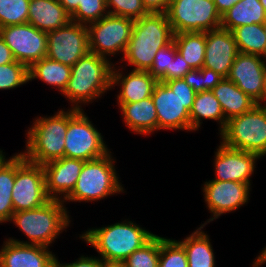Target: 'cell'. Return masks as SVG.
I'll list each match as a JSON object with an SVG mask.
<instances>
[{"label":"cell","instance_id":"obj_1","mask_svg":"<svg viewBox=\"0 0 266 267\" xmlns=\"http://www.w3.org/2000/svg\"><path fill=\"white\" fill-rule=\"evenodd\" d=\"M112 66L109 59L89 51L71 67L70 79L62 95L72 103V109L82 110V104H90L111 90Z\"/></svg>","mask_w":266,"mask_h":267},{"label":"cell","instance_id":"obj_2","mask_svg":"<svg viewBox=\"0 0 266 267\" xmlns=\"http://www.w3.org/2000/svg\"><path fill=\"white\" fill-rule=\"evenodd\" d=\"M173 31L166 13H148L134 20L131 38L121 61L133 70L148 71L160 48L173 40Z\"/></svg>","mask_w":266,"mask_h":267},{"label":"cell","instance_id":"obj_3","mask_svg":"<svg viewBox=\"0 0 266 267\" xmlns=\"http://www.w3.org/2000/svg\"><path fill=\"white\" fill-rule=\"evenodd\" d=\"M154 235L136 223L124 220L86 230L79 238L94 247L105 263H122Z\"/></svg>","mask_w":266,"mask_h":267},{"label":"cell","instance_id":"obj_4","mask_svg":"<svg viewBox=\"0 0 266 267\" xmlns=\"http://www.w3.org/2000/svg\"><path fill=\"white\" fill-rule=\"evenodd\" d=\"M62 200L50 199L41 207L14 212L10 221L30 240L8 238L20 243L48 247L70 225V216Z\"/></svg>","mask_w":266,"mask_h":267},{"label":"cell","instance_id":"obj_5","mask_svg":"<svg viewBox=\"0 0 266 267\" xmlns=\"http://www.w3.org/2000/svg\"><path fill=\"white\" fill-rule=\"evenodd\" d=\"M31 126L26 132V151L21 152L27 161L43 166L64 157L68 111L60 109L53 116L36 117Z\"/></svg>","mask_w":266,"mask_h":267},{"label":"cell","instance_id":"obj_6","mask_svg":"<svg viewBox=\"0 0 266 267\" xmlns=\"http://www.w3.org/2000/svg\"><path fill=\"white\" fill-rule=\"evenodd\" d=\"M196 92L183 78L158 81L152 100L156 108L158 130L191 131L190 111Z\"/></svg>","mask_w":266,"mask_h":267},{"label":"cell","instance_id":"obj_7","mask_svg":"<svg viewBox=\"0 0 266 267\" xmlns=\"http://www.w3.org/2000/svg\"><path fill=\"white\" fill-rule=\"evenodd\" d=\"M115 161L111 152L100 158L85 161L74 189L63 203L100 201L116 193H124L125 189L116 173Z\"/></svg>","mask_w":266,"mask_h":267},{"label":"cell","instance_id":"obj_8","mask_svg":"<svg viewBox=\"0 0 266 267\" xmlns=\"http://www.w3.org/2000/svg\"><path fill=\"white\" fill-rule=\"evenodd\" d=\"M220 138L227 147L265 156L266 106L257 104L252 110L229 119Z\"/></svg>","mask_w":266,"mask_h":267},{"label":"cell","instance_id":"obj_9","mask_svg":"<svg viewBox=\"0 0 266 267\" xmlns=\"http://www.w3.org/2000/svg\"><path fill=\"white\" fill-rule=\"evenodd\" d=\"M64 157L84 161L100 158L110 152L100 131L89 120L83 109H68V128Z\"/></svg>","mask_w":266,"mask_h":267},{"label":"cell","instance_id":"obj_10","mask_svg":"<svg viewBox=\"0 0 266 267\" xmlns=\"http://www.w3.org/2000/svg\"><path fill=\"white\" fill-rule=\"evenodd\" d=\"M11 196L14 212L35 209L50 200L43 166L27 161L21 152L15 153V183Z\"/></svg>","mask_w":266,"mask_h":267},{"label":"cell","instance_id":"obj_11","mask_svg":"<svg viewBox=\"0 0 266 267\" xmlns=\"http://www.w3.org/2000/svg\"><path fill=\"white\" fill-rule=\"evenodd\" d=\"M166 15L174 34L221 27V16L214 0H171Z\"/></svg>","mask_w":266,"mask_h":267},{"label":"cell","instance_id":"obj_12","mask_svg":"<svg viewBox=\"0 0 266 267\" xmlns=\"http://www.w3.org/2000/svg\"><path fill=\"white\" fill-rule=\"evenodd\" d=\"M133 25L134 20L131 18L110 14L88 24L89 51L106 59L121 52L124 57Z\"/></svg>","mask_w":266,"mask_h":267},{"label":"cell","instance_id":"obj_13","mask_svg":"<svg viewBox=\"0 0 266 267\" xmlns=\"http://www.w3.org/2000/svg\"><path fill=\"white\" fill-rule=\"evenodd\" d=\"M89 52L88 29L84 24L70 22L47 32L46 57L72 67Z\"/></svg>","mask_w":266,"mask_h":267},{"label":"cell","instance_id":"obj_14","mask_svg":"<svg viewBox=\"0 0 266 267\" xmlns=\"http://www.w3.org/2000/svg\"><path fill=\"white\" fill-rule=\"evenodd\" d=\"M0 36L11 49L15 60L28 68L46 57L47 32L38 30L28 22L0 28Z\"/></svg>","mask_w":266,"mask_h":267},{"label":"cell","instance_id":"obj_15","mask_svg":"<svg viewBox=\"0 0 266 267\" xmlns=\"http://www.w3.org/2000/svg\"><path fill=\"white\" fill-rule=\"evenodd\" d=\"M205 203L212 213L204 224L218 219L222 214L237 210L250 200V185L236 181L209 180L203 184Z\"/></svg>","mask_w":266,"mask_h":267},{"label":"cell","instance_id":"obj_16","mask_svg":"<svg viewBox=\"0 0 266 267\" xmlns=\"http://www.w3.org/2000/svg\"><path fill=\"white\" fill-rule=\"evenodd\" d=\"M204 70L214 78H227L230 68L239 54L232 31L217 28L205 32Z\"/></svg>","mask_w":266,"mask_h":267},{"label":"cell","instance_id":"obj_17","mask_svg":"<svg viewBox=\"0 0 266 267\" xmlns=\"http://www.w3.org/2000/svg\"><path fill=\"white\" fill-rule=\"evenodd\" d=\"M264 61L262 56L239 53L227 77L258 104L266 102Z\"/></svg>","mask_w":266,"mask_h":267},{"label":"cell","instance_id":"obj_18","mask_svg":"<svg viewBox=\"0 0 266 267\" xmlns=\"http://www.w3.org/2000/svg\"><path fill=\"white\" fill-rule=\"evenodd\" d=\"M258 154L225 146L221 141L215 152V178L218 181H236L249 184L256 168Z\"/></svg>","mask_w":266,"mask_h":267},{"label":"cell","instance_id":"obj_19","mask_svg":"<svg viewBox=\"0 0 266 267\" xmlns=\"http://www.w3.org/2000/svg\"><path fill=\"white\" fill-rule=\"evenodd\" d=\"M84 163V160L63 157L44 164L47 196L63 201L74 189Z\"/></svg>","mask_w":266,"mask_h":267},{"label":"cell","instance_id":"obj_20","mask_svg":"<svg viewBox=\"0 0 266 267\" xmlns=\"http://www.w3.org/2000/svg\"><path fill=\"white\" fill-rule=\"evenodd\" d=\"M49 249L6 239L0 249V267H54L56 255Z\"/></svg>","mask_w":266,"mask_h":267},{"label":"cell","instance_id":"obj_21","mask_svg":"<svg viewBox=\"0 0 266 267\" xmlns=\"http://www.w3.org/2000/svg\"><path fill=\"white\" fill-rule=\"evenodd\" d=\"M113 66L111 88L121 86L117 95L118 104L139 102L151 97L158 81L148 71L131 70L126 75Z\"/></svg>","mask_w":266,"mask_h":267},{"label":"cell","instance_id":"obj_22","mask_svg":"<svg viewBox=\"0 0 266 267\" xmlns=\"http://www.w3.org/2000/svg\"><path fill=\"white\" fill-rule=\"evenodd\" d=\"M211 91L220 102L227 121L252 110L258 104L228 78H215Z\"/></svg>","mask_w":266,"mask_h":267},{"label":"cell","instance_id":"obj_23","mask_svg":"<svg viewBox=\"0 0 266 267\" xmlns=\"http://www.w3.org/2000/svg\"><path fill=\"white\" fill-rule=\"evenodd\" d=\"M71 22V15L57 0H30L28 23L38 30L49 32Z\"/></svg>","mask_w":266,"mask_h":267},{"label":"cell","instance_id":"obj_24","mask_svg":"<svg viewBox=\"0 0 266 267\" xmlns=\"http://www.w3.org/2000/svg\"><path fill=\"white\" fill-rule=\"evenodd\" d=\"M118 107L121 109L123 121L130 131L143 136L158 131L157 113L152 97L139 102L118 104Z\"/></svg>","mask_w":266,"mask_h":267},{"label":"cell","instance_id":"obj_25","mask_svg":"<svg viewBox=\"0 0 266 267\" xmlns=\"http://www.w3.org/2000/svg\"><path fill=\"white\" fill-rule=\"evenodd\" d=\"M265 21L266 11L260 0H240L221 16V28L232 31L236 27Z\"/></svg>","mask_w":266,"mask_h":267},{"label":"cell","instance_id":"obj_26","mask_svg":"<svg viewBox=\"0 0 266 267\" xmlns=\"http://www.w3.org/2000/svg\"><path fill=\"white\" fill-rule=\"evenodd\" d=\"M203 227L201 225L184 240L178 241L186 252L188 267H216L214 250L209 235L202 231Z\"/></svg>","mask_w":266,"mask_h":267},{"label":"cell","instance_id":"obj_27","mask_svg":"<svg viewBox=\"0 0 266 267\" xmlns=\"http://www.w3.org/2000/svg\"><path fill=\"white\" fill-rule=\"evenodd\" d=\"M202 119H212L219 122V133L224 130L227 124L220 102L211 90L202 91L195 95L190 111L191 131L201 128Z\"/></svg>","mask_w":266,"mask_h":267},{"label":"cell","instance_id":"obj_28","mask_svg":"<svg viewBox=\"0 0 266 267\" xmlns=\"http://www.w3.org/2000/svg\"><path fill=\"white\" fill-rule=\"evenodd\" d=\"M71 67L48 57L34 62L28 68L29 81L40 79L48 85L56 87L61 94L65 91L70 79Z\"/></svg>","mask_w":266,"mask_h":267},{"label":"cell","instance_id":"obj_29","mask_svg":"<svg viewBox=\"0 0 266 267\" xmlns=\"http://www.w3.org/2000/svg\"><path fill=\"white\" fill-rule=\"evenodd\" d=\"M178 53L192 69H202L205 58V32H183L173 35Z\"/></svg>","mask_w":266,"mask_h":267},{"label":"cell","instance_id":"obj_30","mask_svg":"<svg viewBox=\"0 0 266 267\" xmlns=\"http://www.w3.org/2000/svg\"><path fill=\"white\" fill-rule=\"evenodd\" d=\"M5 157L0 149V223L9 222L14 213L11 194L15 183V155Z\"/></svg>","mask_w":266,"mask_h":267},{"label":"cell","instance_id":"obj_31","mask_svg":"<svg viewBox=\"0 0 266 267\" xmlns=\"http://www.w3.org/2000/svg\"><path fill=\"white\" fill-rule=\"evenodd\" d=\"M71 15V21L88 25L108 15L106 0H57Z\"/></svg>","mask_w":266,"mask_h":267},{"label":"cell","instance_id":"obj_32","mask_svg":"<svg viewBox=\"0 0 266 267\" xmlns=\"http://www.w3.org/2000/svg\"><path fill=\"white\" fill-rule=\"evenodd\" d=\"M239 53L258 55L266 58V35L263 24H251L232 30Z\"/></svg>","mask_w":266,"mask_h":267},{"label":"cell","instance_id":"obj_33","mask_svg":"<svg viewBox=\"0 0 266 267\" xmlns=\"http://www.w3.org/2000/svg\"><path fill=\"white\" fill-rule=\"evenodd\" d=\"M160 236L154 235L141 248L129 255L122 264L125 267H158Z\"/></svg>","mask_w":266,"mask_h":267},{"label":"cell","instance_id":"obj_34","mask_svg":"<svg viewBox=\"0 0 266 267\" xmlns=\"http://www.w3.org/2000/svg\"><path fill=\"white\" fill-rule=\"evenodd\" d=\"M30 0H0V28L28 22Z\"/></svg>","mask_w":266,"mask_h":267},{"label":"cell","instance_id":"obj_35","mask_svg":"<svg viewBox=\"0 0 266 267\" xmlns=\"http://www.w3.org/2000/svg\"><path fill=\"white\" fill-rule=\"evenodd\" d=\"M158 267H188L186 252L178 240L160 237Z\"/></svg>","mask_w":266,"mask_h":267},{"label":"cell","instance_id":"obj_36","mask_svg":"<svg viewBox=\"0 0 266 267\" xmlns=\"http://www.w3.org/2000/svg\"><path fill=\"white\" fill-rule=\"evenodd\" d=\"M29 82L28 67L18 61L0 65V90L19 87Z\"/></svg>","mask_w":266,"mask_h":267},{"label":"cell","instance_id":"obj_37","mask_svg":"<svg viewBox=\"0 0 266 267\" xmlns=\"http://www.w3.org/2000/svg\"><path fill=\"white\" fill-rule=\"evenodd\" d=\"M106 7L110 15L133 20L149 13L143 6L142 0H106Z\"/></svg>","mask_w":266,"mask_h":267},{"label":"cell","instance_id":"obj_38","mask_svg":"<svg viewBox=\"0 0 266 267\" xmlns=\"http://www.w3.org/2000/svg\"><path fill=\"white\" fill-rule=\"evenodd\" d=\"M177 52L174 40L160 48L154 57L151 68L148 70L149 74L160 81L171 70V64Z\"/></svg>","mask_w":266,"mask_h":267},{"label":"cell","instance_id":"obj_39","mask_svg":"<svg viewBox=\"0 0 266 267\" xmlns=\"http://www.w3.org/2000/svg\"><path fill=\"white\" fill-rule=\"evenodd\" d=\"M183 79L196 93L211 90L215 80V78L204 69H192Z\"/></svg>","mask_w":266,"mask_h":267},{"label":"cell","instance_id":"obj_40","mask_svg":"<svg viewBox=\"0 0 266 267\" xmlns=\"http://www.w3.org/2000/svg\"><path fill=\"white\" fill-rule=\"evenodd\" d=\"M192 68L187 64L183 57L177 52L171 64V70L160 80L165 82L172 79L183 78Z\"/></svg>","mask_w":266,"mask_h":267},{"label":"cell","instance_id":"obj_41","mask_svg":"<svg viewBox=\"0 0 266 267\" xmlns=\"http://www.w3.org/2000/svg\"><path fill=\"white\" fill-rule=\"evenodd\" d=\"M104 261L98 257H85L82 255L78 260L72 263H60L58 258L55 257L54 267H103Z\"/></svg>","mask_w":266,"mask_h":267},{"label":"cell","instance_id":"obj_42","mask_svg":"<svg viewBox=\"0 0 266 267\" xmlns=\"http://www.w3.org/2000/svg\"><path fill=\"white\" fill-rule=\"evenodd\" d=\"M171 0H142L149 13H166Z\"/></svg>","mask_w":266,"mask_h":267},{"label":"cell","instance_id":"obj_43","mask_svg":"<svg viewBox=\"0 0 266 267\" xmlns=\"http://www.w3.org/2000/svg\"><path fill=\"white\" fill-rule=\"evenodd\" d=\"M11 49L7 46L0 36V65L15 62Z\"/></svg>","mask_w":266,"mask_h":267},{"label":"cell","instance_id":"obj_44","mask_svg":"<svg viewBox=\"0 0 266 267\" xmlns=\"http://www.w3.org/2000/svg\"><path fill=\"white\" fill-rule=\"evenodd\" d=\"M238 1L240 0H214V3L217 12L222 16Z\"/></svg>","mask_w":266,"mask_h":267},{"label":"cell","instance_id":"obj_45","mask_svg":"<svg viewBox=\"0 0 266 267\" xmlns=\"http://www.w3.org/2000/svg\"><path fill=\"white\" fill-rule=\"evenodd\" d=\"M257 258V259H256ZM253 261L252 267H260L262 264L266 263V247L261 250V253Z\"/></svg>","mask_w":266,"mask_h":267},{"label":"cell","instance_id":"obj_46","mask_svg":"<svg viewBox=\"0 0 266 267\" xmlns=\"http://www.w3.org/2000/svg\"><path fill=\"white\" fill-rule=\"evenodd\" d=\"M103 267H125L122 263H104Z\"/></svg>","mask_w":266,"mask_h":267},{"label":"cell","instance_id":"obj_47","mask_svg":"<svg viewBox=\"0 0 266 267\" xmlns=\"http://www.w3.org/2000/svg\"><path fill=\"white\" fill-rule=\"evenodd\" d=\"M261 5L264 7L266 11V0H260Z\"/></svg>","mask_w":266,"mask_h":267},{"label":"cell","instance_id":"obj_48","mask_svg":"<svg viewBox=\"0 0 266 267\" xmlns=\"http://www.w3.org/2000/svg\"><path fill=\"white\" fill-rule=\"evenodd\" d=\"M264 62H266V58H265V61ZM264 70H265V90H266V63L264 65Z\"/></svg>","mask_w":266,"mask_h":267},{"label":"cell","instance_id":"obj_49","mask_svg":"<svg viewBox=\"0 0 266 267\" xmlns=\"http://www.w3.org/2000/svg\"><path fill=\"white\" fill-rule=\"evenodd\" d=\"M263 30H264V33L266 35V21L263 23Z\"/></svg>","mask_w":266,"mask_h":267}]
</instances>
